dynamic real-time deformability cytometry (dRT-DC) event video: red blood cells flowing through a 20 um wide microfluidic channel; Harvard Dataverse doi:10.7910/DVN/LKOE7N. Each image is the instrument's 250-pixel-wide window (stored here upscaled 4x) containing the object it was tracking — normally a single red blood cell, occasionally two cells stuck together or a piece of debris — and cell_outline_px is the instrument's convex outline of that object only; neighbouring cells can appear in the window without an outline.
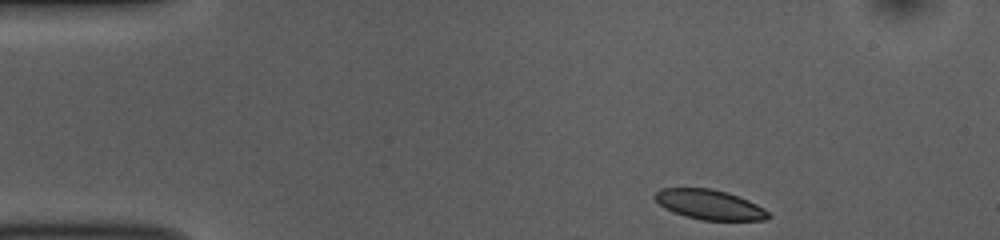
{"species": "common noctule bat (a hibernating species)", "species_latin": "Nyctalus noctula", "temperature_condition": "room temperature", "stored_images_in_passage": 45, "camera_frame_rate_fps": 3000, "um_per_image_px": 0.085, "animal": {"sex": "female", "body_mass_g": 10.0, "forearm_length_mm": 53.1}, "frame": {"image": 1, "passage_image": 1, "time_ms": 0.0, "image_size_px": [1000, 240], "cell_outline_px": [[768, 216], [764, 220], [700, 220], [684, 216], [660, 204], [652, 196], [660, 188], [712, 188], [728, 192], [748, 200], [764, 208], [768, 212]], "centroid_in_image_um": [60.3, 17.38], "position_along_channel_um": 24.7, "area_um2": 19.54}}
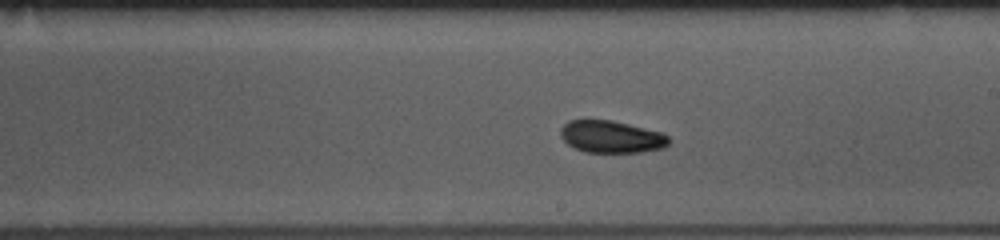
{"frame": {"image": 2, "passage_image": 23, "time_ms": 7.333, "image_size_px": [1000, 240], "cell_outline_px": [[668, 144], [664, 148], [640, 152], [584, 152], [568, 144], [560, 136], [560, 128], [568, 120], [612, 120], [664, 132], [668, 136]], "centroid_in_image_um": [51.97, 11.62], "position_along_channel_um": 237.0, "area_um2": 20.4}}
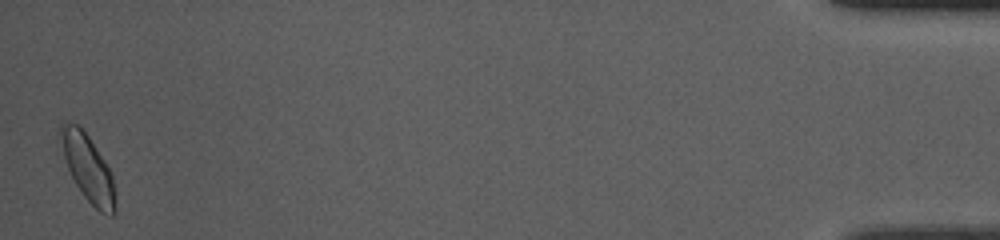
{"frame": {"image": 3, "passage_image": 45, "time_ms": 14.667, "image_size_px": [1000, 240], "cell_outline_px": [[116, 212], [112, 216], [100, 212], [84, 196], [76, 184], [68, 168], [56, 132], [60, 124], [64, 120], [76, 124], [88, 136], [104, 160], [112, 176], [116, 200]], "centroid_in_image_um": [7.44, 14.25], "position_along_channel_um": 427.8, "area_um2": 21.15}, "authors_computed_cell_mechanics": {"area_um2": 20.3456, "velocity_mm_per_s": 3.8234, "shape_relaxation_time_tau1_ms": 3.2323, "shape_relaxation_time_tau2_ms": 3.6835, "deformation_change_tau1": 0.0745, "deformation_change_tau2": 0.0769}}